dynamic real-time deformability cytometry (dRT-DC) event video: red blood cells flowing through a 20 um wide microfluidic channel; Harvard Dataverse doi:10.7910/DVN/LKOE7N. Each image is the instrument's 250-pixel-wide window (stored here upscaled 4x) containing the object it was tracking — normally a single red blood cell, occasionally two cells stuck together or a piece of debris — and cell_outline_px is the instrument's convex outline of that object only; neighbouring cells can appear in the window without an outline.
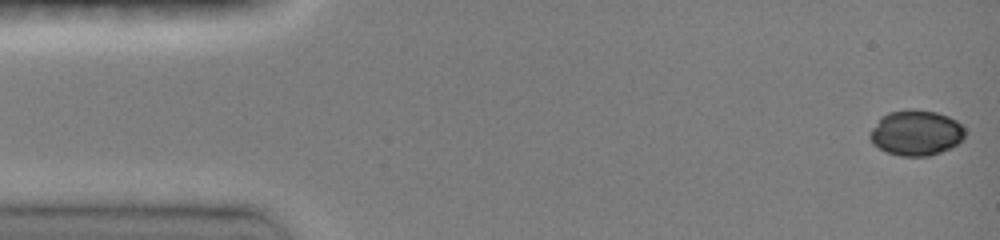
{"species": "common noctule bat (a hibernating species)", "species_latin": "Nyctalus noctula", "temperature_condition": "room temperature", "stored_images_in_passage": 10, "camera_frame_rate_fps": 3000, "um_per_image_px": 0.085, "animal": {"sex": "female", "body_mass_g": 19.0, "forearm_length_mm": 51.5}, "frame": {"image": 1, "passage_image": 1, "time_ms": 0.0, "image_size_px": [1000, 240], "cell_outline_px": [[964, 136], [956, 144], [940, 152], [928, 156], [900, 156], [888, 152], [872, 144], [868, 136], [872, 128], [880, 116], [888, 112], [908, 108], [916, 108], [936, 112], [948, 116], [956, 120], [964, 128]], "centroid_in_image_um": [77.82, 11.26], "position_along_channel_um": 7.2, "area_um2": 25.26}}
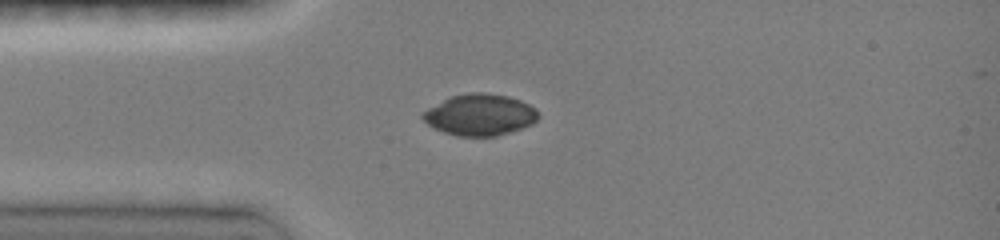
{"frame": {"image": 2, "passage_image": 9, "time_ms": 3.667, "image_size_px": [1000, 240], "cell_outline_px": [[540, 116], [532, 124], [496, 136], [456, 136], [432, 128], [420, 116], [428, 108], [452, 96], [468, 92], [484, 92], [508, 96], [520, 100], [536, 108]], "centroid_in_image_um": [40.79, 9.75], "position_along_channel_um": 44.2, "area_um2": 27.8}}